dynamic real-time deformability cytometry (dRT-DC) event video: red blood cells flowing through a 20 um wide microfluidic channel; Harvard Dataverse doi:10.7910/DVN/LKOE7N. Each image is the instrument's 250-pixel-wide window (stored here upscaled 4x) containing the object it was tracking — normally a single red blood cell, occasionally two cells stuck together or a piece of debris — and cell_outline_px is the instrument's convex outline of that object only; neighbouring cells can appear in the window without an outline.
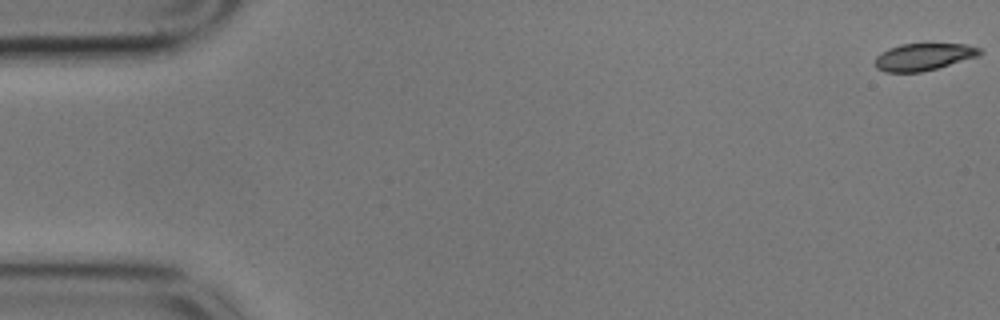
{"species": "common noctule bat (a hibernating species)", "species_latin": "Nyctalus noctula", "temperature_condition": "cold", "stored_images_in_passage": 15, "camera_frame_rate_fps": 3000, "um_per_image_px": 0.085, "animal": {"sex": "male", "body_mass_g": 17.9}, "frame": {"image": 1, "passage_image": 1, "time_ms": 0.0, "image_size_px": [1000, 320], "cell_outline_px": [[984, 52], [980, 56], [936, 68], [920, 72], [884, 72], [876, 68], [876, 56], [880, 52], [888, 48], [900, 44], [968, 44], [980, 48]], "centroid_in_image_um": [78.52, 4.82], "position_along_channel_um": 6.5, "area_um2": 16.65}}
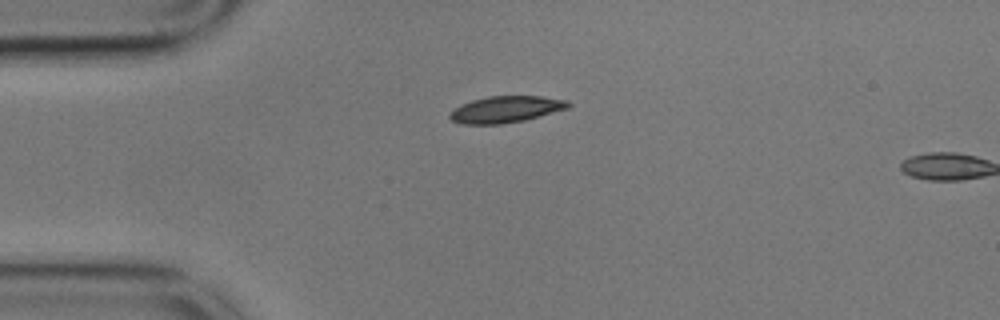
{"frame": {"image": 2, "passage_image": 14, "time_ms": 4.333, "image_size_px": [1000, 320], "cell_outline_px": [[572, 104], [568, 108], [524, 120], [500, 124], [460, 124], [452, 120], [448, 116], [460, 104], [472, 100], [488, 96], [540, 96], [568, 100]], "centroid_in_image_um": [43.0, 9.29], "position_along_channel_um": 42.0, "area_um2": 18.21}}